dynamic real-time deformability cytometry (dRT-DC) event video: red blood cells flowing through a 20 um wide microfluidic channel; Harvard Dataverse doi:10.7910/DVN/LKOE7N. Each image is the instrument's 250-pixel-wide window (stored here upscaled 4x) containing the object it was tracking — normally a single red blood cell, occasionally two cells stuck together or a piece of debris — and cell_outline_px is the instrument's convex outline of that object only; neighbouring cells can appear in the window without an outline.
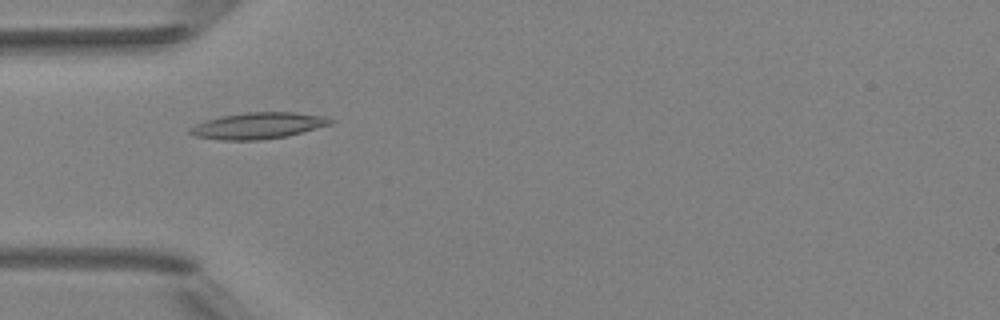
{"species": "Egyptian fruit bat (a non-hibernating species)", "species_latin": "Rousettus aegyptiacus", "temperature_condition": "room temperature", "stored_images_in_passage": 4, "camera_frame_rate_fps": 3000, "um_per_image_px": 0.085, "animal": {"sex": "female"}, "frame": {"image": 1, "passage_image": 1, "time_ms": 0.0, "image_size_px": [1000, 320], "cell_outline_px": [[332, 124], [288, 136], [260, 140], [220, 140], [196, 136], [188, 132], [188, 128], [196, 124], [208, 120], [224, 116], [244, 112], [292, 112], [324, 116], [332, 120]], "centroid_in_image_um": [21.94, 10.69], "position_along_channel_um": 63.1, "area_um2": 21.39}}
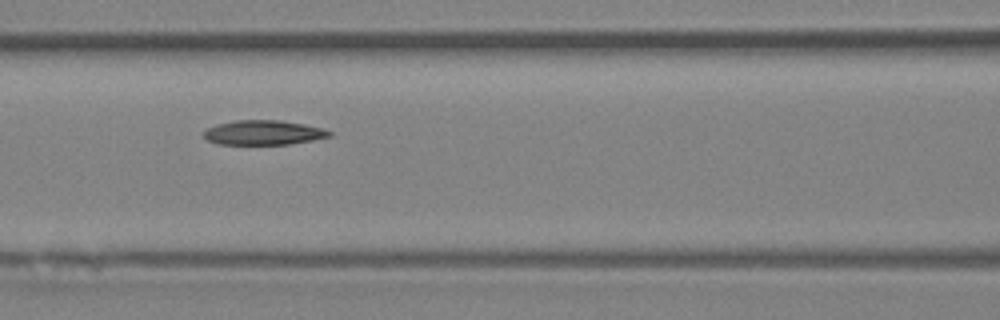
{"frame": {"image": 2, "passage_image": 3, "time_ms": 2.0, "image_size_px": [1000, 320], "cell_outline_px": [[332, 136], [312, 140], [288, 144], [216, 144], [208, 140], [204, 136], [204, 132], [208, 128], [216, 124], [236, 120], [280, 120], [304, 124], [324, 128], [332, 132]], "centroid_in_image_um": [22.41, 11.26], "position_along_channel_um": 144.2, "area_um2": 17.98}}
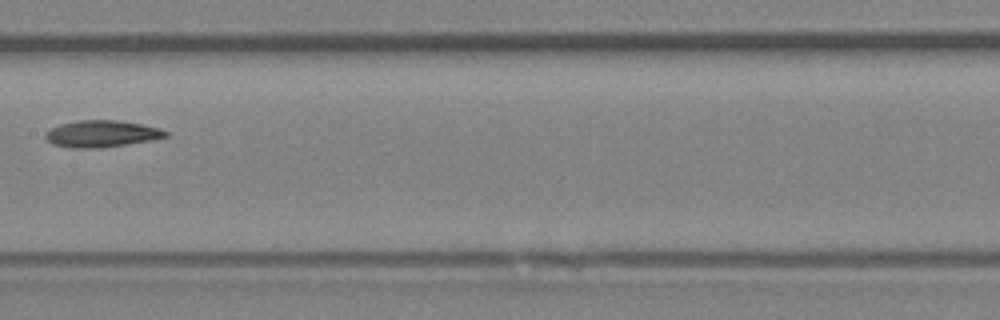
{"frame": {"image": 3, "passage_image": 4, "time_ms": 3.333, "image_size_px": [1000, 320], "cell_outline_px": [[168, 136], [148, 140], [124, 144], [96, 148], [68, 148], [52, 144], [44, 136], [52, 128], [60, 124], [80, 120], [116, 120], [140, 124], [160, 128], [168, 132]], "centroid_in_image_um": [8.61, 11.37], "position_along_channel_um": 198.8, "area_um2": 18.38}}